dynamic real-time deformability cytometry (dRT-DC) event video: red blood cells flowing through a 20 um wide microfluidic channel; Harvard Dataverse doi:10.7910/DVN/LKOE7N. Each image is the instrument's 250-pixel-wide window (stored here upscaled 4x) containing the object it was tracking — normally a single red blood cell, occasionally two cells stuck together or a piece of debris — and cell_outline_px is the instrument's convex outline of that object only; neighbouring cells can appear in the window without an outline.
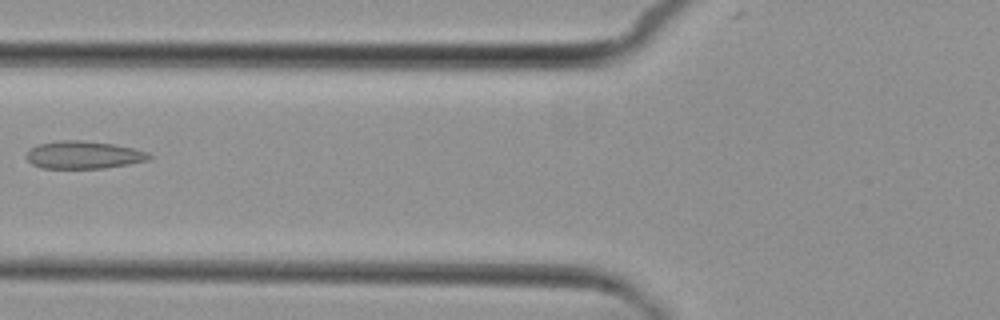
{"species": "common noctule bat (a hibernating species)", "species_latin": "Nyctalus noctula", "temperature_condition": "cold", "stored_images_in_passage": 3, "camera_frame_rate_fps": 3000, "um_per_image_px": 0.085, "animal": {"sex": "female", "body_mass_g": 29.2, "forearm_length_mm": 56.3}, "frame": {"image": 1, "passage_image": 2, "time_ms": 1.333, "image_size_px": [1000, 320], "cell_outline_px": [[152, 156], [148, 160], [128, 164], [104, 168], [40, 168], [32, 164], [24, 156], [36, 144], [56, 140], [80, 140], [112, 144], [132, 148], [148, 152]], "centroid_in_image_um": [7.06, 13.16], "position_along_channel_um": 118.7, "area_um2": 19.77}}
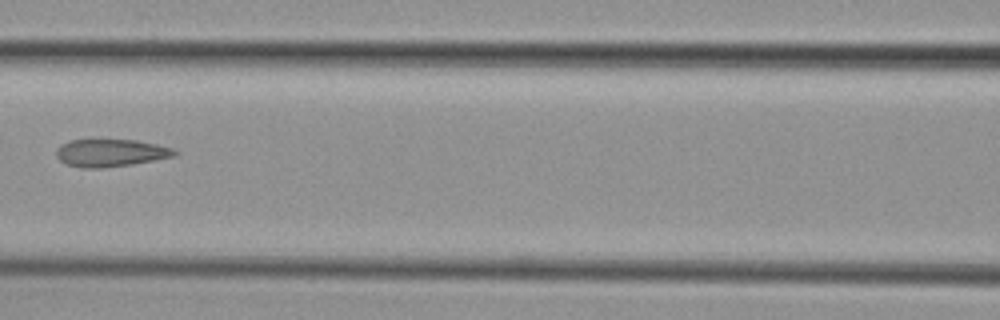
{"frame": {"image": 2, "passage_image": 3, "time_ms": 2.333, "image_size_px": [1000, 320], "cell_outline_px": [[180, 152], [176, 156], [132, 164], [104, 168], [80, 168], [64, 164], [56, 156], [56, 148], [60, 144], [72, 140], [92, 136], [136, 140], [156, 144], [172, 148]], "centroid_in_image_um": [9.35, 12.95], "position_along_channel_um": 157.3, "area_um2": 20.06}}